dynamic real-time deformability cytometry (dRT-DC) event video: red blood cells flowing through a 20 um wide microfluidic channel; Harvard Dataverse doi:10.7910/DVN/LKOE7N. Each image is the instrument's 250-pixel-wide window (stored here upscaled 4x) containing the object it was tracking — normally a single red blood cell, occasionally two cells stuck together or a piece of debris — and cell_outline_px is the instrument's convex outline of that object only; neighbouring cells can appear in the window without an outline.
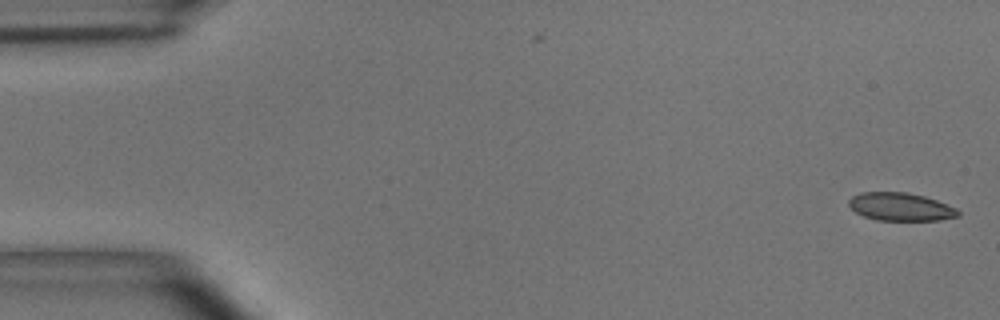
{"species": "common noctule bat (a hibernating species)", "species_latin": "Nyctalus noctula", "temperature_condition": "room temperature", "stored_images_in_passage": 55, "segment_of_instrument_passage": [1, 2], "camera_frame_rate_fps": 3000, "um_per_image_px": 0.085, "animal": {"sex": "male", "body_mass_g": 15.6}, "frame": {"image": 1, "passage_image": 1, "time_ms": 0.0, "image_size_px": [1000, 320], "cell_outline_px": [[960, 216], [940, 220], [876, 220], [864, 216], [856, 212], [848, 204], [848, 200], [852, 196], [860, 192], [908, 192], [924, 196], [936, 200], [956, 208], [960, 212]], "centroid_in_image_um": [76.55, 17.57], "position_along_channel_um": 8.5, "area_um2": 17.86}}
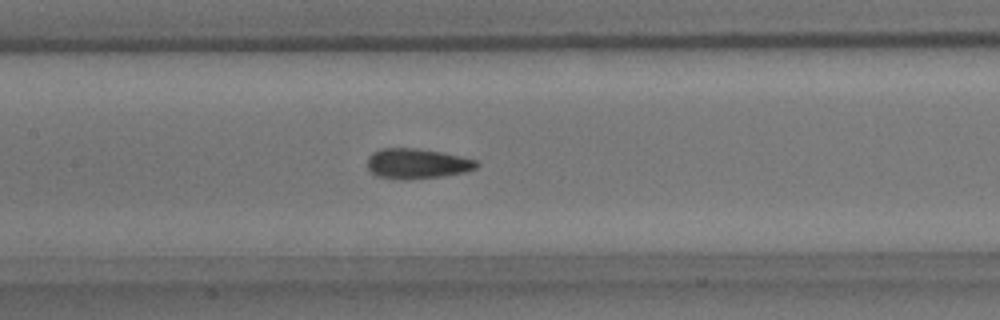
{"frame": {"image": 2, "passage_image": 25, "time_ms": 8.0, "image_size_px": [1000, 320], "cell_outline_px": [[480, 164], [476, 168], [464, 172], [440, 176], [404, 180], [400, 180], [376, 176], [368, 168], [368, 156], [372, 152], [380, 148], [416, 148], [440, 152], [460, 156], [476, 160]], "centroid_in_image_um": [35.42, 13.9], "position_along_channel_um": 172.0, "area_um2": 19.19}}
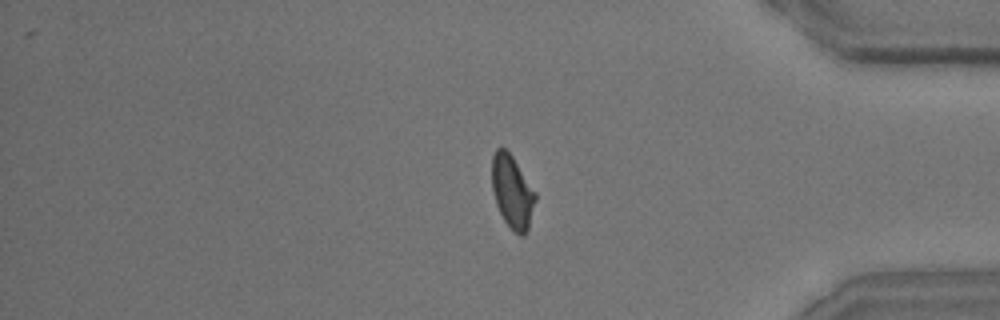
{"frame": {"image": 3, "passage_image": 45, "time_ms": 14.667, "image_size_px": [1000, 320], "cell_outline_px": [[536, 200], [528, 228], [524, 236], [520, 236], [504, 220], [496, 204], [492, 188], [492, 156], [496, 148], [504, 148], [512, 156], [536, 192]], "centroid_in_image_um": [43.54, 16.29], "position_along_channel_um": 391.7, "area_um2": 18.26}}